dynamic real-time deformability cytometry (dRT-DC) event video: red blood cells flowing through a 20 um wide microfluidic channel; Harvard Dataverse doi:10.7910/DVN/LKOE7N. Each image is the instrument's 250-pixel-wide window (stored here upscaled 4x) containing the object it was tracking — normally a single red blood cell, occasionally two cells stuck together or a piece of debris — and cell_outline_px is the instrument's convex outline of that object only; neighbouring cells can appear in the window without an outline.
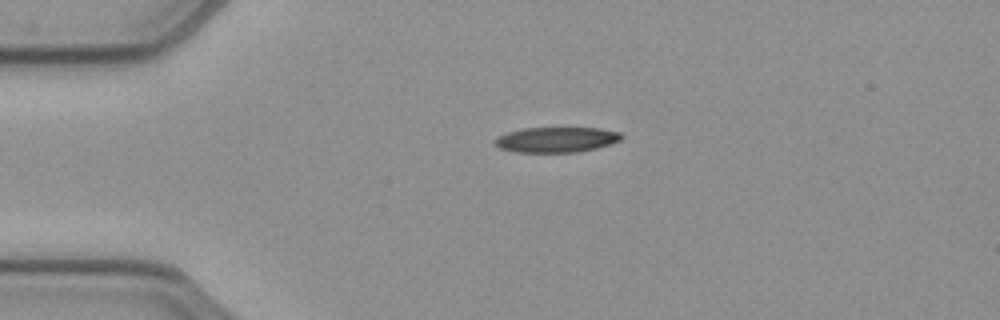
{"species": "common noctule bat (a hibernating species)", "species_latin": "Nyctalus noctula", "temperature_condition": "cold", "stored_images_in_passage": 41, "camera_frame_rate_fps": 3000, "um_per_image_px": 0.085, "animal": {"sex": "female", "body_mass_g": 21.9}, "frame": {"image": 1, "passage_image": 1, "time_ms": 0.0, "image_size_px": [1000, 320], "cell_outline_px": [[624, 136], [620, 140], [596, 148], [576, 152], [516, 152], [500, 148], [492, 140], [496, 136], [508, 132], [524, 128], [600, 128], [620, 132]], "centroid_in_image_um": [47.27, 11.86], "position_along_channel_um": 37.7, "area_um2": 18.61}}
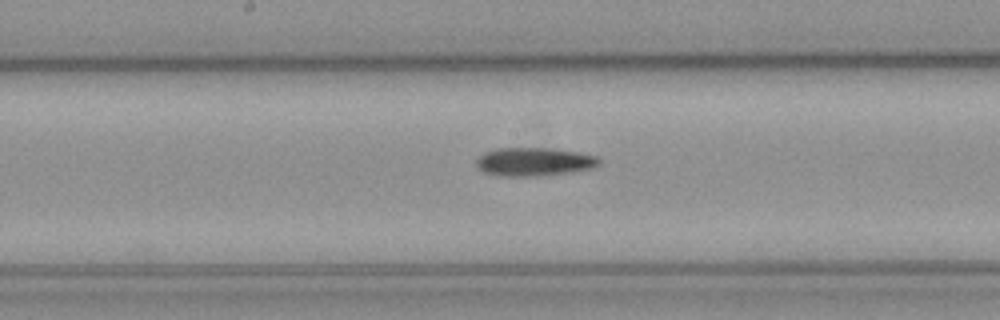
{"frame": {"image": 2, "passage_image": 16, "time_ms": 5.0, "image_size_px": [1000, 320], "cell_outline_px": [[600, 164], [592, 168], [572, 172], [536, 176], [496, 176], [484, 172], [476, 164], [476, 160], [484, 152], [496, 148], [544, 148], [576, 152], [600, 156]], "centroid_in_image_um": [45.4, 13.75], "position_along_channel_um": 202.8, "area_um2": 20.35}}
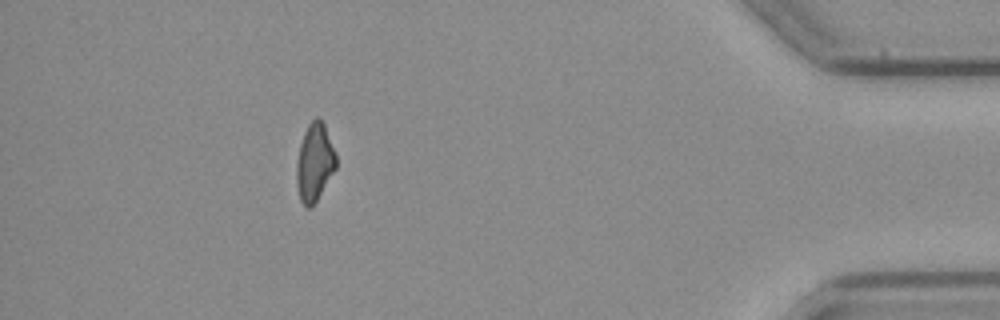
{"frame": {"image": 3, "passage_image": 36, "time_ms": 11.667, "image_size_px": [1000, 320], "cell_outline_px": [[336, 168], [312, 208], [308, 208], [300, 200], [296, 184], [296, 164], [300, 144], [304, 132], [308, 124], [316, 116], [324, 124], [336, 152]], "centroid_in_image_um": [26.73, 13.81], "position_along_channel_um": 408.5, "area_um2": 17.98}, "authors_computed_cell_mechanics": {"area_um2": 19.2474, "velocity_mm_per_s": 3.9383, "shape_relaxation_time_tau1_ms": 8.5953, "shape_relaxation_time_tau2_ms": null, "deformation_change_tau1": 0.1693, "deformation_change_tau2": null}}